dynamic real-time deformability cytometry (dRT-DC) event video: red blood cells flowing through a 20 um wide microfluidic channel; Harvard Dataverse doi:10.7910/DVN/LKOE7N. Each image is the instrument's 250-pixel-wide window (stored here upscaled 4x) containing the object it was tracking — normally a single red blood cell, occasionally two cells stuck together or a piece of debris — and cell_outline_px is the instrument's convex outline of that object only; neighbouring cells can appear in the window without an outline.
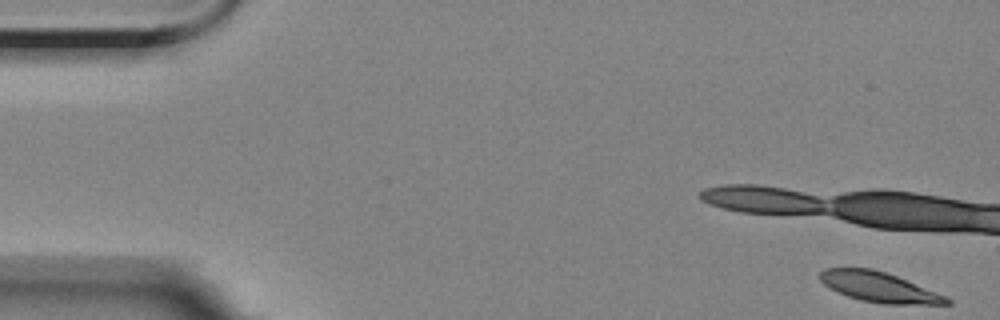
{"species": "Egyptian fruit bat (a non-hibernating species)", "species_latin": "Rousettus aegyptiacus", "temperature_condition": "room temperature", "stored_images_in_passage": 5, "camera_frame_rate_fps": 3000, "um_per_image_px": 0.085, "animal": {"sex": "female"}, "frame": {"image": 1, "passage_image": 1, "time_ms": 0.0, "image_size_px": [1000, 320], "cell_outline_px": [[952, 304], [884, 304], [860, 300], [848, 296], [824, 284], [820, 280], [820, 272], [824, 268], [872, 268], [896, 276], [944, 296], [952, 300]], "centroid_in_image_um": [74.7, 24.4], "position_along_channel_um": 10.3, "area_um2": 21.68}}